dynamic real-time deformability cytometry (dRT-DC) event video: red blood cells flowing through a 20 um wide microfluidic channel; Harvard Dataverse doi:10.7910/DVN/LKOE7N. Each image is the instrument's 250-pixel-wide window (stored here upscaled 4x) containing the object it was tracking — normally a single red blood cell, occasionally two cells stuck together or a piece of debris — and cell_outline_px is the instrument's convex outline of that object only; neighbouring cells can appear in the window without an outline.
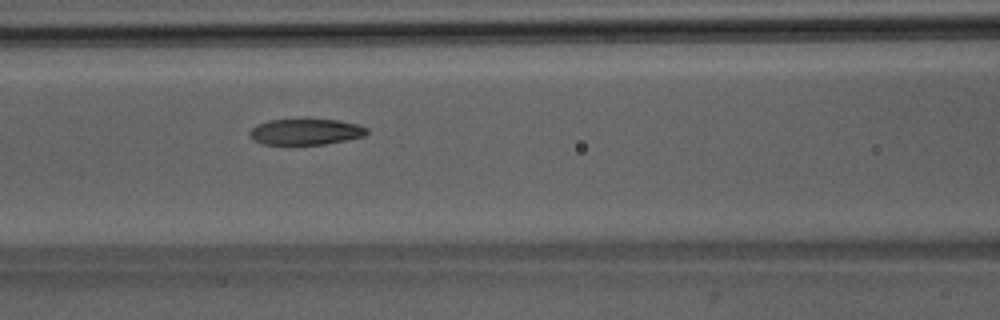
{"species": "Egyptian fruit bat (a non-hibernating species)", "species_latin": "Rousettus aegyptiacus", "temperature_condition": "room temperature", "stored_images_in_passage": 6, "camera_frame_rate_fps": 3000, "um_per_image_px": 0.085, "animal": {"sex": "male"}, "frame": {"image": 1, "passage_image": 6, "time_ms": 5.667, "image_size_px": [1000, 320], "cell_outline_px": [[368, 132], [364, 136], [324, 144], [264, 144], [256, 140], [248, 132], [256, 124], [268, 120], [304, 116], [308, 116], [336, 120], [356, 124], [368, 128]], "centroid_in_image_um": [25.97, 11.13], "position_along_channel_um": 140.6, "area_um2": 18.38}}